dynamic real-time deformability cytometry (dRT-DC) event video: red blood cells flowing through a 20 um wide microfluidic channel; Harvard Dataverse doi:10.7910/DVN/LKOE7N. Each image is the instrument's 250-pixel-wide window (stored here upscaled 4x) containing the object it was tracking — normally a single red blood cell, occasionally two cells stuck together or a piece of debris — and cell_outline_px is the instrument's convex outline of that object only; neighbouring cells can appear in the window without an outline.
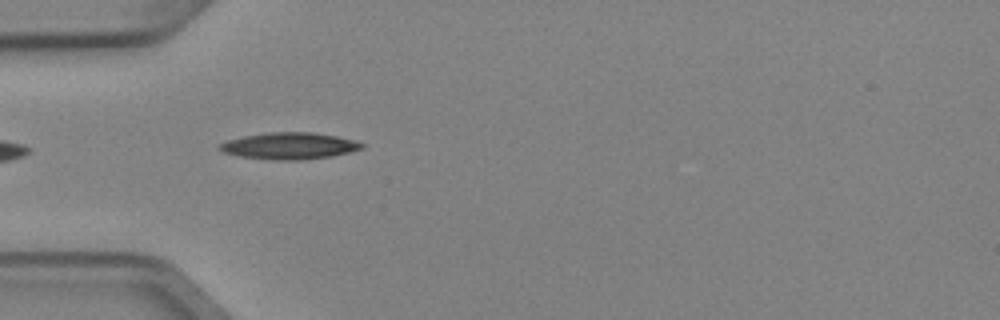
{"species": "Egyptian fruit bat (a non-hibernating species)", "species_latin": "Rousettus aegyptiacus", "temperature_condition": "cold", "stored_images_in_passage": 5, "camera_frame_rate_fps": 3000, "um_per_image_px": 0.085, "animal": {"sex": "female"}, "frame": {"image": 1, "passage_image": 3, "time_ms": 0.667, "image_size_px": [1000, 320], "cell_outline_px": [[364, 148], [332, 156], [300, 160], [276, 160], [240, 156], [224, 152], [216, 148], [220, 144], [228, 140], [244, 136], [268, 132], [312, 132], [336, 136], [356, 140], [364, 144]], "centroid_in_image_um": [24.61, 12.39], "position_along_channel_um": 60.4, "area_um2": 22.02}}
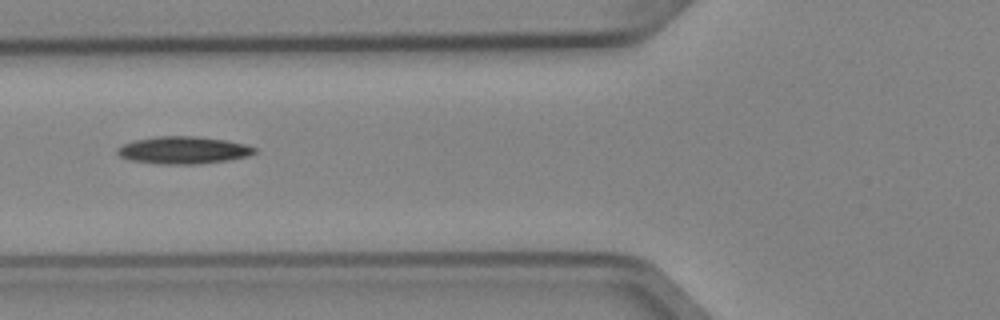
{"frame": {"image": 2, "passage_image": 4, "time_ms": 1.0, "image_size_px": [1000, 320], "cell_outline_px": [[256, 152], [248, 156], [228, 160], [196, 164], [160, 164], [132, 160], [120, 156], [116, 152], [116, 148], [132, 140], [156, 136], [196, 136], [224, 140], [244, 144], [256, 148]], "centroid_in_image_um": [15.56, 12.76], "position_along_channel_um": 110.2, "area_um2": 21.79}}
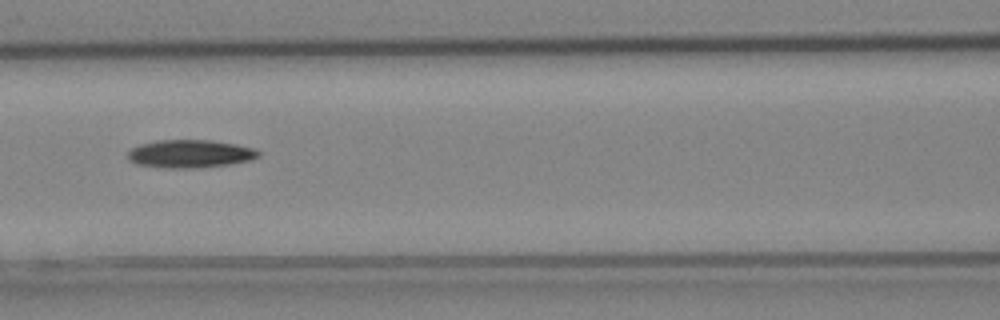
{"frame": {"image": 3, "passage_image": 5, "time_ms": 1.333, "image_size_px": [1000, 320], "cell_outline_px": [[260, 156], [248, 160], [228, 164], [196, 168], [160, 168], [136, 164], [128, 156], [128, 152], [132, 148], [140, 144], [156, 140], [212, 140], [236, 144], [256, 148], [260, 152]], "centroid_in_image_um": [16.16, 13.07], "position_along_channel_um": 150.4, "area_um2": 21.33}}